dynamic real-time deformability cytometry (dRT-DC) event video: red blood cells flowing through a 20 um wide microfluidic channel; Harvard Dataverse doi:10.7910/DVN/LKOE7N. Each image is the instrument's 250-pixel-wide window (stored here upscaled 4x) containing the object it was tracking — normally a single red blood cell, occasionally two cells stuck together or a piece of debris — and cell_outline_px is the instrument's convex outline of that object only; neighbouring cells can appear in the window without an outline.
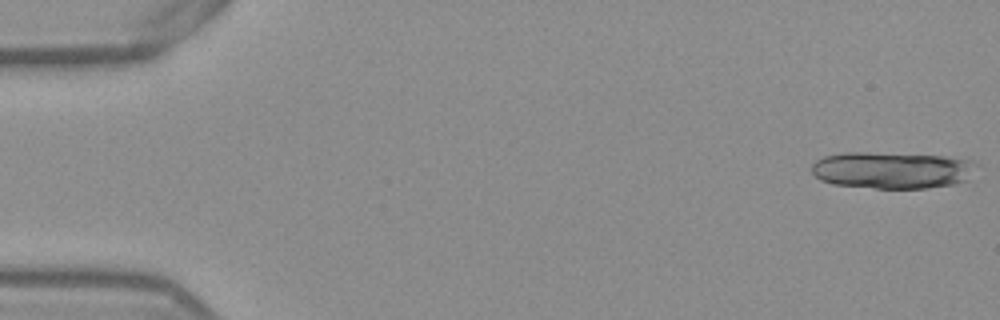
{"species": "Egyptian fruit bat (a non-hibernating species)", "species_latin": "Rousettus aegyptiacus", "temperature_condition": "warm", "stored_images_in_passage": 15, "camera_frame_rate_fps": 3000, "um_per_image_px": 0.085, "frame": {"image": 1, "passage_image": 1, "time_ms": 0.0, "image_size_px": [1000, 320], "cell_outline_px": [[980, 164], [964, 180], [952, 184], [928, 188], [876, 188], [832, 184], [820, 180], [812, 172], [812, 164], [816, 160], [824, 156], [844, 152], [868, 152], [944, 156], [972, 160]], "centroid_in_image_um": [75.8, 14.45], "position_along_channel_um": 9.2, "area_um2": 35.32}}